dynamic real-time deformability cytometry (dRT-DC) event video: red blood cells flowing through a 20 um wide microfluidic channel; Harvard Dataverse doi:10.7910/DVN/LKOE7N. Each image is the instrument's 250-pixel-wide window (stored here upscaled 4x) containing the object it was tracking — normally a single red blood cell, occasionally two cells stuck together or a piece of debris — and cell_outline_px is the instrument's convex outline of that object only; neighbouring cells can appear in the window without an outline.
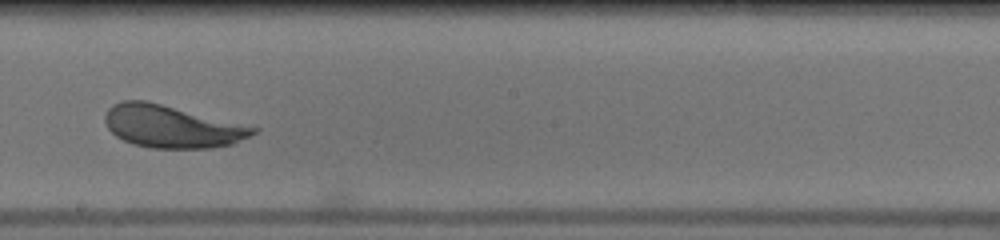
{"species": "human", "species_latin": "Homo sapiens", "temperature_condition": "warm", "stored_images_in_passage": 31, "camera_frame_rate_fps": 3000, "um_per_image_px": 0.085, "donor": {"sex": "male"}, "frame": {"image": 1, "passage_image": 18, "time_ms": 5.667, "image_size_px": [1000, 240], "cell_outline_px": [[260, 128], [256, 132], [232, 144], [212, 148], [152, 148], [132, 144], [116, 136], [108, 128], [104, 120], [104, 116], [108, 108], [112, 104], [124, 100], [144, 100]], "centroid_in_image_um": [14.56, 10.76], "position_along_channel_um": 233.6, "area_um2": 36.3}}